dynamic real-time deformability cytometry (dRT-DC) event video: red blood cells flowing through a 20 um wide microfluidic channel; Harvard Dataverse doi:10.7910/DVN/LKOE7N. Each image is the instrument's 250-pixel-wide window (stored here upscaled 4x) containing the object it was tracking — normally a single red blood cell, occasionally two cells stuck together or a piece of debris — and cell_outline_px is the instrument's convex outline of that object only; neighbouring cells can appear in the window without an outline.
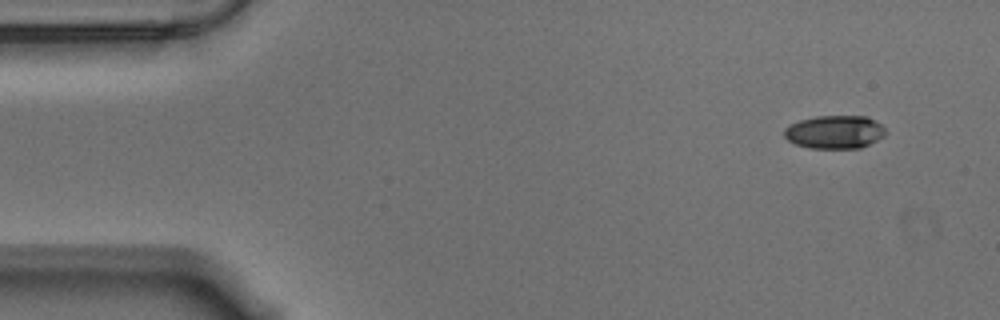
{"species": "Egyptian fruit bat (a non-hibernating species)", "species_latin": "Rousettus aegyptiacus", "temperature_condition": "warm", "stored_images_in_passage": 54, "camera_frame_rate_fps": 3000, "um_per_image_px": 0.085, "animal": {"sex": "male"}, "frame": {"image": 1, "passage_image": 1, "time_ms": 0.0, "image_size_px": [1000, 320], "cell_outline_px": [[888, 132], [884, 136], [860, 148], [808, 148], [796, 144], [788, 140], [784, 136], [784, 128], [800, 120], [816, 116], [868, 116], [880, 124]], "centroid_in_image_um": [70.96, 11.22], "position_along_channel_um": 14.0, "area_um2": 19.59}}
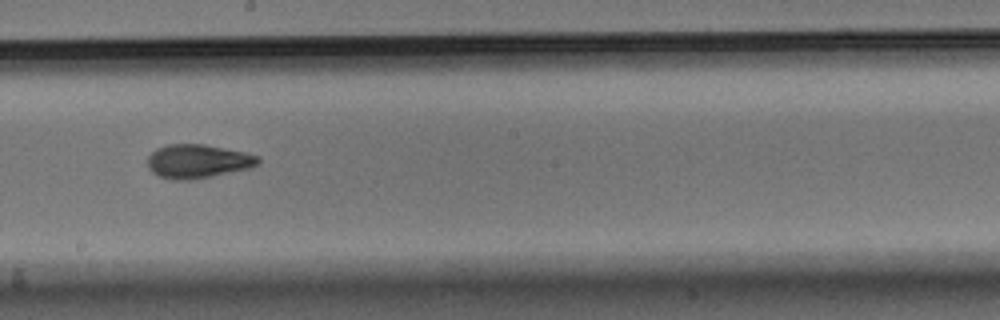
{"frame": {"image": 2, "passage_image": 28, "time_ms": 9.0, "image_size_px": [1000, 320], "cell_outline_px": [[260, 164], [248, 168], [212, 176], [192, 180], [172, 180], [156, 176], [148, 168], [148, 156], [156, 148], [168, 144], [204, 144], [244, 152], [260, 156]], "centroid_in_image_um": [16.79, 13.71], "position_along_channel_um": 231.4, "area_um2": 21.91}}
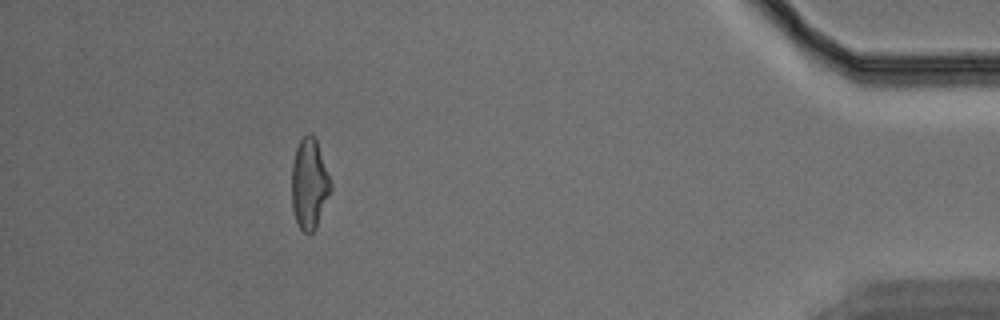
{"frame": {"image": 3, "passage_image": 48, "time_ms": 15.667, "image_size_px": [1000, 320], "cell_outline_px": [[332, 188], [316, 228], [312, 232], [304, 232], [300, 228], [296, 220], [292, 208], [292, 164], [296, 148], [300, 140], [308, 132], [312, 132], [316, 140], [332, 184]], "centroid_in_image_um": [26.29, 15.61], "position_along_channel_um": 408.9, "area_um2": 20.4}, "authors_computed_cell_mechanics": {"area_um2": 20.9814, "velocity_mm_per_s": 3.5326, "shape_relaxation_time_tau1_ms": 6.0095, "shape_relaxation_time_tau2_ms": 2.4406, "deformation_change_tau1": 0.1743, "deformation_change_tau2": 0.0928}}